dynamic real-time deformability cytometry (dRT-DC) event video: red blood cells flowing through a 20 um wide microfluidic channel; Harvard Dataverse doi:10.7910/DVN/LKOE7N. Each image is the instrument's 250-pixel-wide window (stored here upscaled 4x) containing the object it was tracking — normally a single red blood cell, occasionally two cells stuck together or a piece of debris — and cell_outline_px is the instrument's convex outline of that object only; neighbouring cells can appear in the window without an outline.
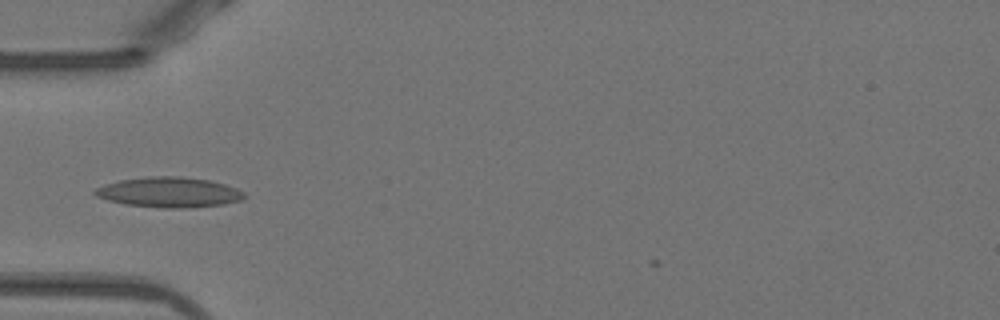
{"species": "Egyptian fruit bat (a non-hibernating species)", "species_latin": "Rousettus aegyptiacus", "temperature_condition": "warm", "stored_images_in_passage": 29, "camera_frame_rate_fps": 3000, "um_per_image_px": 0.085, "animal": {"sex": "female"}, "frame": {"image": 1, "passage_image": 1, "time_ms": 0.0, "image_size_px": [1000, 320], "cell_outline_px": [[248, 196], [240, 200], [224, 204], [184, 208], [160, 208], [124, 204], [108, 200], [96, 196], [92, 192], [96, 188], [104, 184], [120, 180], [148, 176], [180, 176], [208, 180], [224, 184], [236, 188], [244, 192]], "centroid_in_image_um": [14.36, 16.34], "position_along_channel_um": 70.6, "area_um2": 26.36}}
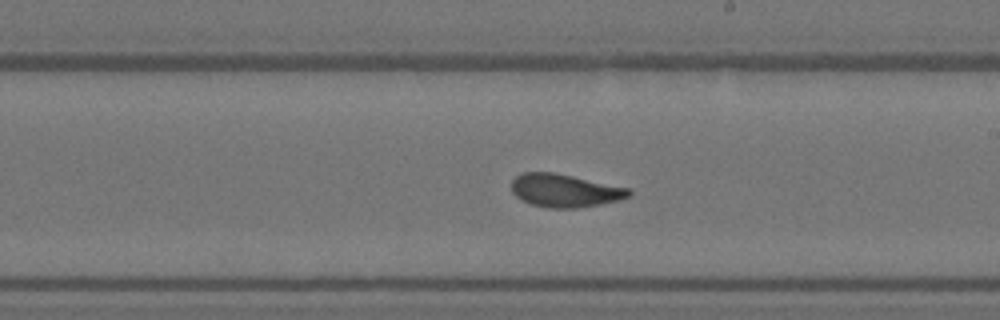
{"frame": {"image": 2, "passage_image": 14, "time_ms": 4.333, "image_size_px": [1000, 320], "cell_outline_px": [[632, 192], [628, 196], [620, 200], [600, 204], [576, 208], [548, 208], [532, 204], [520, 200], [512, 192], [512, 180], [520, 172], [552, 172], [632, 188]], "centroid_in_image_um": [48.01, 16.19], "position_along_channel_um": 241.0, "area_um2": 22.72}}
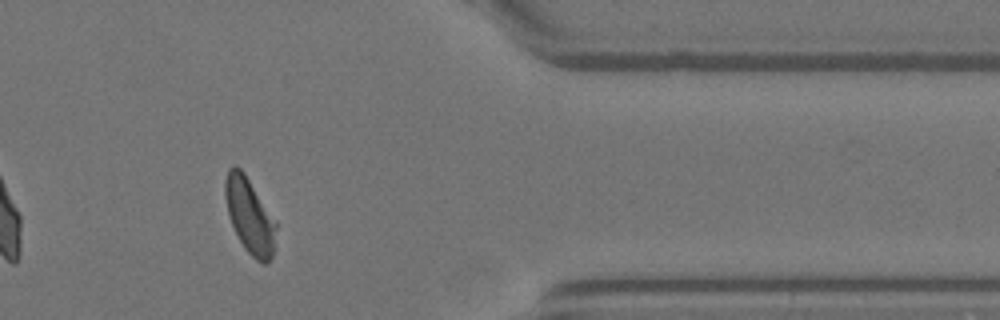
{"frame": {"image": 3, "passage_image": 27, "time_ms": 8.667, "image_size_px": [1000, 320], "cell_outline_px": [[276, 248], [268, 264], [264, 264], [256, 260], [244, 248], [232, 224], [228, 212], [224, 196], [224, 180], [228, 168], [232, 164], [236, 164], [244, 172], [276, 220]], "centroid_in_image_um": [21.23, 18.32], "position_along_channel_um": 390.2, "area_um2": 22.66}, "authors_computed_cell_mechanics": {"area_um2": 22.8888, "velocity_mm_per_s": 3.9334, "shape_relaxation_time_tau1_ms": 4.8535, "shape_relaxation_time_tau2_ms": 1.3601, "deformation_change_tau1": 0.1715, "deformation_change_tau2": 0.0685}}